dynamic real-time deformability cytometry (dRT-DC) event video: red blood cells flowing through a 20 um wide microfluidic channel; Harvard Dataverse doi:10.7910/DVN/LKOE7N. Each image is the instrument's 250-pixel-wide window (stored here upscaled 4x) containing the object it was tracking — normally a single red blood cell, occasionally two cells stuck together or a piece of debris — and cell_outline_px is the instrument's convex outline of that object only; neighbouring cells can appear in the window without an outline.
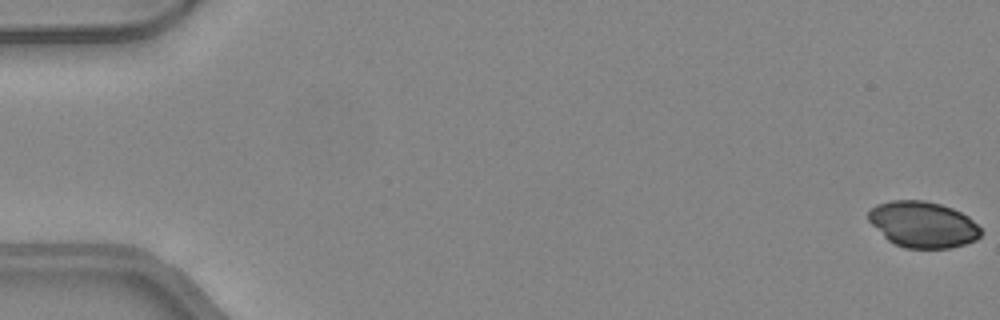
{"species": "common noctule bat (a hibernating species)", "species_latin": "Nyctalus noctula", "temperature_condition": "warm", "stored_images_in_passage": 49, "camera_frame_rate_fps": 3000, "um_per_image_px": 0.085, "animal": {"sex": "female", "body_mass_g": 24.6, "forearm_length_mm": 56.2}, "frame": {"image": 1, "passage_image": 1, "time_ms": 0.0, "image_size_px": [1000, 320], "cell_outline_px": [[984, 232], [976, 240], [964, 244], [948, 248], [904, 248], [888, 240], [868, 220], [868, 212], [876, 204], [892, 200], [924, 200], [940, 204], [952, 208], [968, 216]], "centroid_in_image_um": [78.45, 19.07], "position_along_channel_um": 6.5, "area_um2": 30.11}}
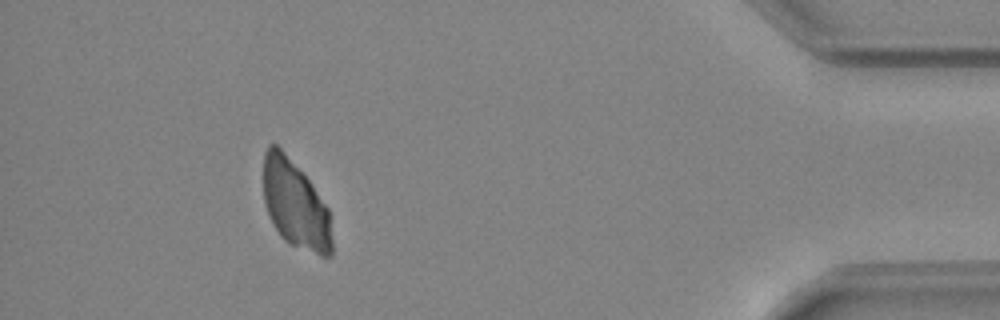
{"frame": {"image": 2, "passage_image": 45, "time_ms": 14.667, "image_size_px": [1000, 320], "cell_outline_px": [[332, 256], [320, 256], [288, 244], [280, 236], [264, 204], [264, 152], [268, 144], [276, 144], [284, 152], [308, 180], [328, 208], [332, 240]], "centroid_in_image_um": [25.1, 17.41], "position_along_channel_um": 410.1, "area_um2": 34.85}}